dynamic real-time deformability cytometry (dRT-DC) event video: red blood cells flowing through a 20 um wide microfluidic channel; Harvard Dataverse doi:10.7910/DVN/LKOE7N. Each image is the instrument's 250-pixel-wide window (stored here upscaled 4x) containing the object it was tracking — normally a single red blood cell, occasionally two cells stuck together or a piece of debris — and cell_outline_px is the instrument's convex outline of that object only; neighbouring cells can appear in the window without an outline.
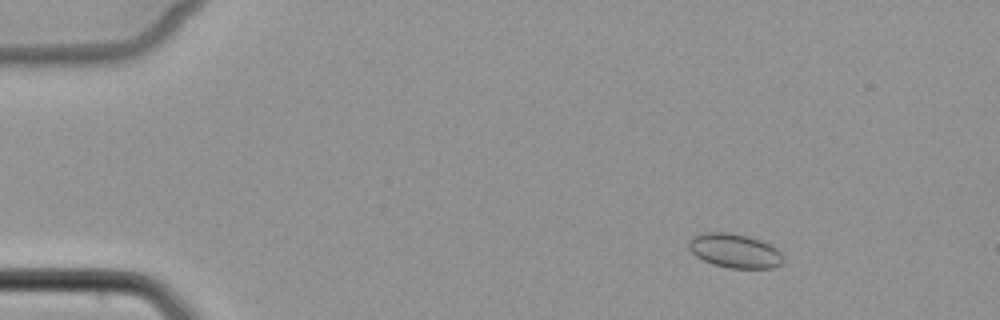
{"species": "common noctule bat (a hibernating species)", "species_latin": "Nyctalus noctula", "temperature_condition": "cold", "stored_images_in_passage": 6, "camera_frame_rate_fps": 3000, "um_per_image_px": 0.085, "animal": {"sex": "female", "body_mass_g": 22.7, "forearm_length_mm": 54.2}, "frame": {"image": 1, "passage_image": 3, "time_ms": 2.667, "image_size_px": [1000, 320], "cell_outline_px": [[784, 264], [772, 268], [728, 268], [712, 264], [696, 256], [688, 248], [688, 240], [692, 236], [700, 232], [728, 232], [748, 236], [760, 240], [776, 248], [784, 256]], "centroid_in_image_um": [62.44, 21.31], "position_along_channel_um": 22.6, "area_um2": 19.07}}